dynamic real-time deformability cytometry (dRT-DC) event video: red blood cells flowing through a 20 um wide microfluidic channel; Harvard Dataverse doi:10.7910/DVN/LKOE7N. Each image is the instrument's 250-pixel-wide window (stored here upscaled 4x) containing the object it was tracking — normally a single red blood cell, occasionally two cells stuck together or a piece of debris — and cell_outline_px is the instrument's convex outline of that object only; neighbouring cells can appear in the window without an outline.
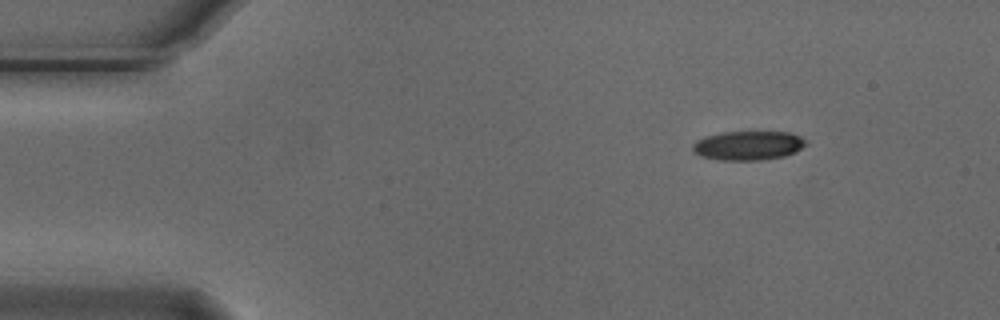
{"species": "Egyptian fruit bat (a non-hibernating species)", "species_latin": "Rousettus aegyptiacus", "temperature_condition": "cold", "stored_images_in_passage": 6, "camera_frame_rate_fps": 3000, "um_per_image_px": 0.085, "animal": {"sex": "male"}, "frame": {"image": 1, "passage_image": 1, "time_ms": 0.0, "image_size_px": [1000, 320], "cell_outline_px": [[808, 144], [796, 152], [784, 156], [760, 160], [720, 160], [700, 156], [692, 152], [692, 144], [696, 140], [704, 136], [724, 132], [788, 132], [800, 136], [808, 140]], "centroid_in_image_um": [63.6, 12.37], "position_along_channel_um": 21.4, "area_um2": 19.48}}
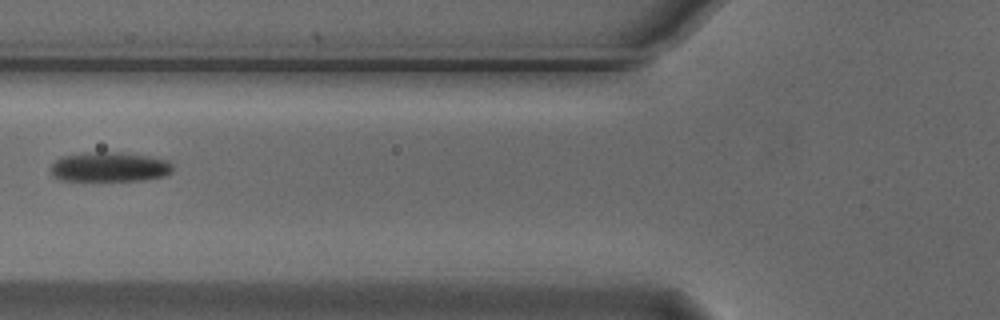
{"frame": {"image": 2, "passage_image": 5, "time_ms": 1.333, "image_size_px": [1000, 320], "cell_outline_px": [[172, 172], [164, 176], [144, 180], [60, 180], [52, 176], [48, 168], [60, 156], [92, 152], [120, 152], [148, 156], [168, 160], [172, 164]], "centroid_in_image_um": [9.28, 14.19], "position_along_channel_um": 116.5, "area_um2": 21.21}}
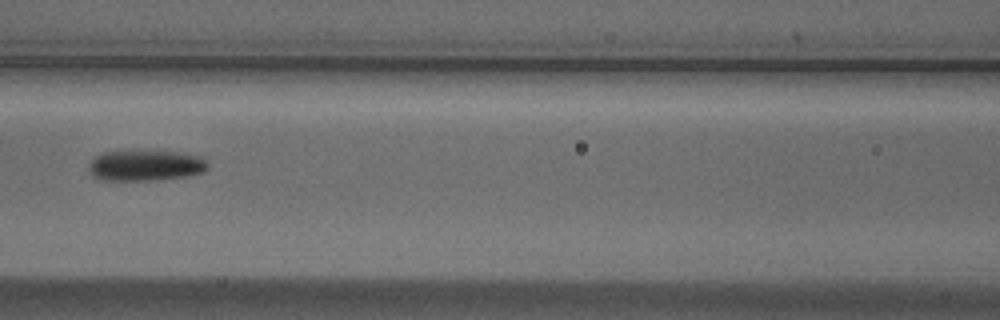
{"frame": {"image": 3, "passage_image": 6, "time_ms": 1.667, "image_size_px": [1000, 320], "cell_outline_px": [[208, 168], [204, 172], [188, 176], [156, 180], [100, 180], [92, 176], [88, 168], [88, 164], [96, 156], [104, 152], [180, 152], [204, 156], [208, 164]], "centroid_in_image_um": [12.41, 14.08], "position_along_channel_um": 154.2, "area_um2": 21.33}}